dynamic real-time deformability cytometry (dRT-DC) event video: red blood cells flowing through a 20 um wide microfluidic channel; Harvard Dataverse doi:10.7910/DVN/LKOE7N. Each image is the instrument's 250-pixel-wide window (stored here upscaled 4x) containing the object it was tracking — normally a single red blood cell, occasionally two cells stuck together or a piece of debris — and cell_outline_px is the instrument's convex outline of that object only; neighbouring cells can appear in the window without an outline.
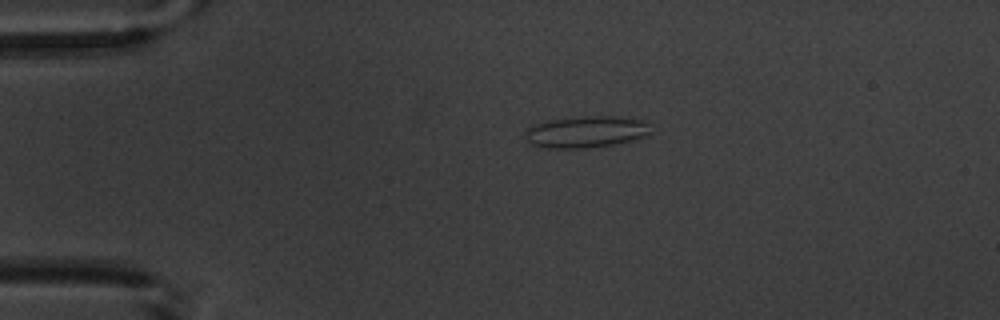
{"species": "common noctule bat (a hibernating species)", "species_latin": "Nyctalus noctula", "temperature_condition": "warm", "stored_images_in_passage": 3, "camera_frame_rate_fps": 3000, "um_per_image_px": 0.085, "animal": {"sex": "male", "body_mass_g": 20.1, "forearm_length_mm": 53.5}, "frame": {"image": 1, "passage_image": 2, "time_ms": 1.667, "image_size_px": [1000, 320], "cell_outline_px": [[652, 132], [632, 140], [612, 144], [584, 148], [544, 148], [532, 144], [528, 140], [528, 128], [532, 124], [548, 120], [572, 116], [612, 116], [648, 120]], "centroid_in_image_um": [49.85, 11.18], "position_along_channel_um": 35.2, "area_um2": 23.18}}